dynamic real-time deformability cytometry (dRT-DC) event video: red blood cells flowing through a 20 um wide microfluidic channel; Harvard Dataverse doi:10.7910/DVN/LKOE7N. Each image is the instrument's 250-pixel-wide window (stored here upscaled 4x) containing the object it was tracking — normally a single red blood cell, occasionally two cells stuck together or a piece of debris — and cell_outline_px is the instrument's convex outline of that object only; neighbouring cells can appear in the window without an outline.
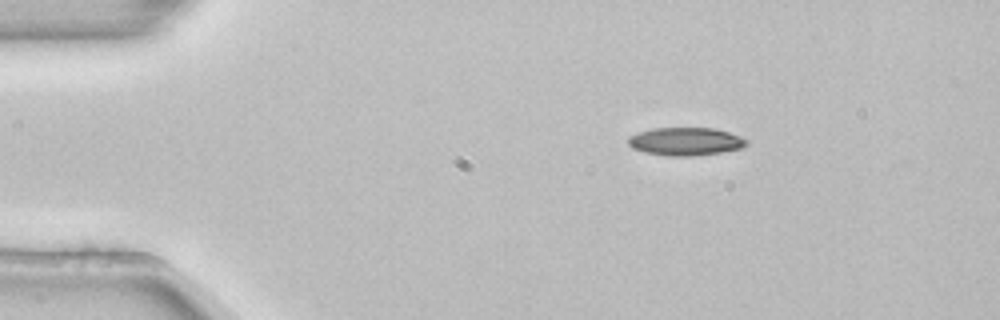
{"species": "common noctule bat (a hibernating species)", "species_latin": "Nyctalus noctula", "temperature_condition": "room temperature", "stored_images_in_passage": 45, "camera_frame_rate_fps": 3000, "um_per_image_px": 0.085, "animal": {"sex": "female", "body_mass_g": 22.7, "forearm_length_mm": 54.2}, "frame": {"image": 1, "passage_image": 1, "time_ms": 0.0, "image_size_px": [1000, 320], "cell_outline_px": [[748, 144], [740, 148], [720, 152], [692, 156], [668, 156], [644, 152], [632, 148], [628, 144], [628, 136], [652, 128], [716, 128], [740, 136], [748, 140]], "centroid_in_image_um": [58.26, 12.02], "position_along_channel_um": 26.7, "area_um2": 19.31}}
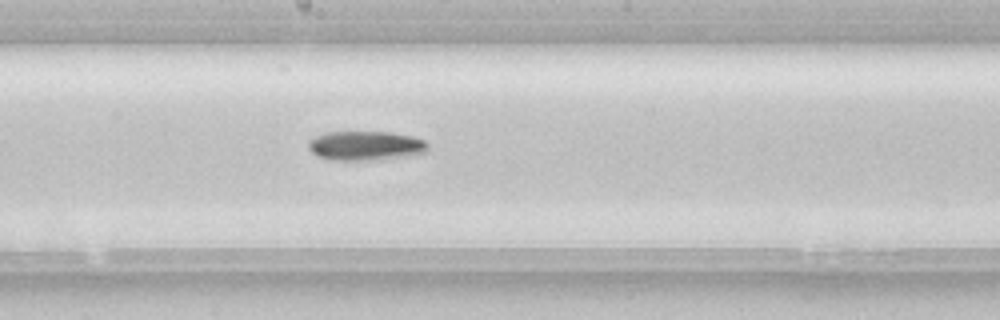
{"frame": {"image": 2, "passage_image": 21, "time_ms": 6.667, "image_size_px": [1000, 320], "cell_outline_px": [[428, 152], [408, 156], [384, 160], [332, 160], [316, 156], [308, 148], [308, 140], [316, 136], [328, 132], [388, 132], [412, 136], [424, 140], [428, 144]], "centroid_in_image_um": [31.09, 12.4], "position_along_channel_um": 217.1, "area_um2": 20.69}}
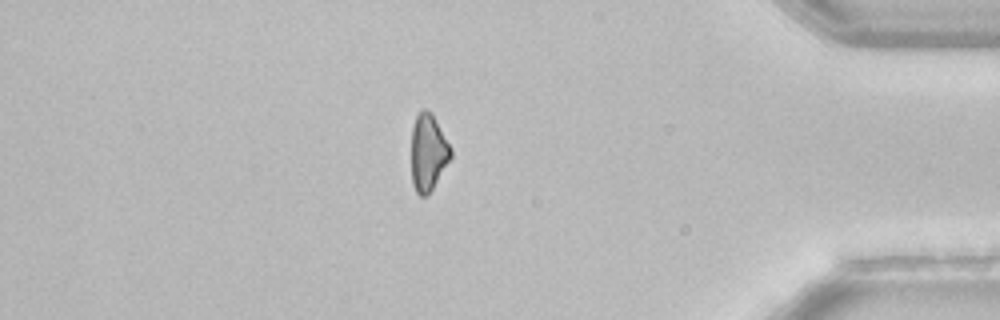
{"frame": {"image": 3, "passage_image": 38, "time_ms": 12.333, "image_size_px": [1000, 320], "cell_outline_px": [[452, 156], [428, 196], [420, 196], [416, 192], [412, 184], [412, 124], [416, 116], [424, 108], [432, 112], [452, 148]], "centroid_in_image_um": [36.4, 12.95], "position_along_channel_um": 398.8, "area_um2": 17.8}}